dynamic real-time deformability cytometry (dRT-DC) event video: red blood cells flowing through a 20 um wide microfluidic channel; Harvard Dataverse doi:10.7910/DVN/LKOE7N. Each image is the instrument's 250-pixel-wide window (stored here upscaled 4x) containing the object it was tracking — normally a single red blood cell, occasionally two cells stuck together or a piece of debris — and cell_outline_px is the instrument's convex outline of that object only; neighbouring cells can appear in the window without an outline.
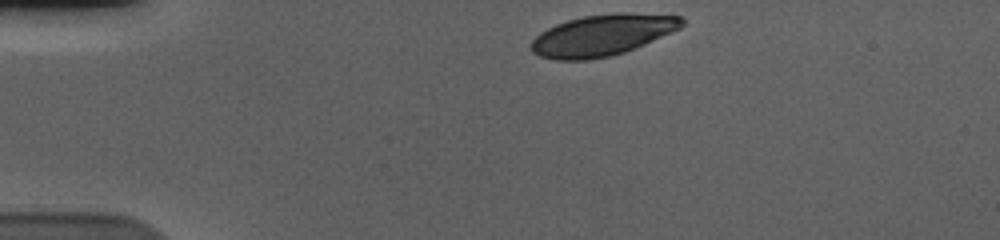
{"species": "human", "species_latin": "Homo sapiens", "temperature_condition": "cold", "stored_images_in_passage": 37, "camera_frame_rate_fps": 3000, "um_per_image_px": 0.085, "donor": {"sex": "male"}, "frame": {"image": 1, "passage_image": 1, "time_ms": 0.0, "image_size_px": [1000, 240], "cell_outline_px": [[684, 24], [680, 28], [672, 32], [644, 44], [624, 52], [612, 56], [588, 60], [556, 60], [540, 56], [532, 52], [532, 40], [540, 32], [556, 24], [568, 20], [584, 16], [612, 12], [624, 12], [680, 16], [684, 20]], "centroid_in_image_um": [51.2, 2.98], "position_along_channel_um": 33.8, "area_um2": 36.18}}
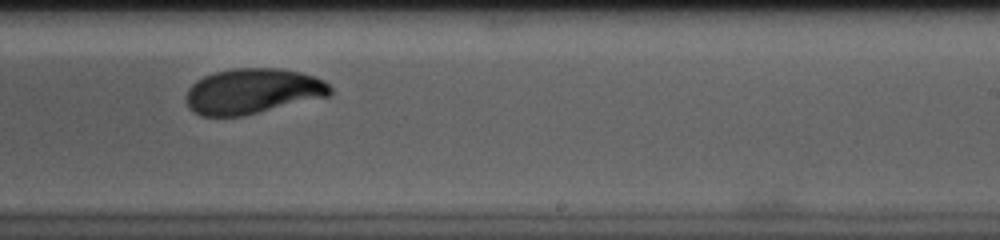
{"frame": {"image": 2, "passage_image": 25, "time_ms": 8.0, "image_size_px": [1000, 240], "cell_outline_px": [[332, 92], [328, 96], [244, 116], [200, 116], [192, 112], [188, 108], [184, 96], [188, 88], [196, 80], [212, 72], [232, 68], [280, 68], [300, 72], [324, 80], [332, 88]], "centroid_in_image_um": [21.42, 7.75], "position_along_channel_um": 267.6, "area_um2": 38.49}}
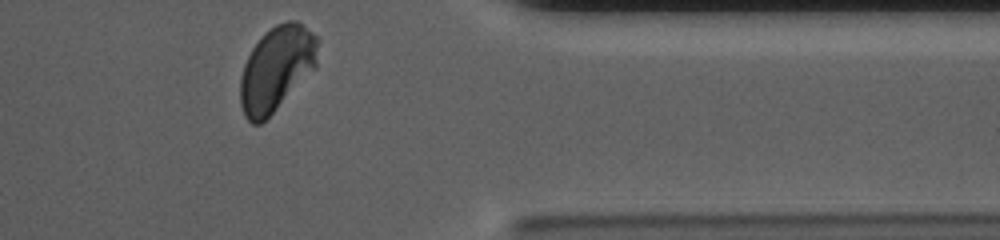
{"frame": {"image": 3, "passage_image": 36, "time_ms": 11.667, "image_size_px": [1000, 240], "cell_outline_px": [[320, 40], [316, 68], [260, 124], [252, 124], [244, 116], [240, 104], [240, 80], [244, 64], [252, 48], [276, 24], [288, 20], [296, 20], [312, 32]], "centroid_in_image_um": [23.52, 5.83], "position_along_channel_um": 387.9, "area_um2": 37.97}, "authors_computed_cell_mechanics": {"area_um2": 38.8994, "velocity_mm_per_s": 3.6446, "shape_relaxation_time_tau1_ms": 4.2322, "shape_relaxation_time_tau2_ms": 1.0568, "deformation_change_tau1": 0.1404, "deformation_change_tau2": 0.0483}}